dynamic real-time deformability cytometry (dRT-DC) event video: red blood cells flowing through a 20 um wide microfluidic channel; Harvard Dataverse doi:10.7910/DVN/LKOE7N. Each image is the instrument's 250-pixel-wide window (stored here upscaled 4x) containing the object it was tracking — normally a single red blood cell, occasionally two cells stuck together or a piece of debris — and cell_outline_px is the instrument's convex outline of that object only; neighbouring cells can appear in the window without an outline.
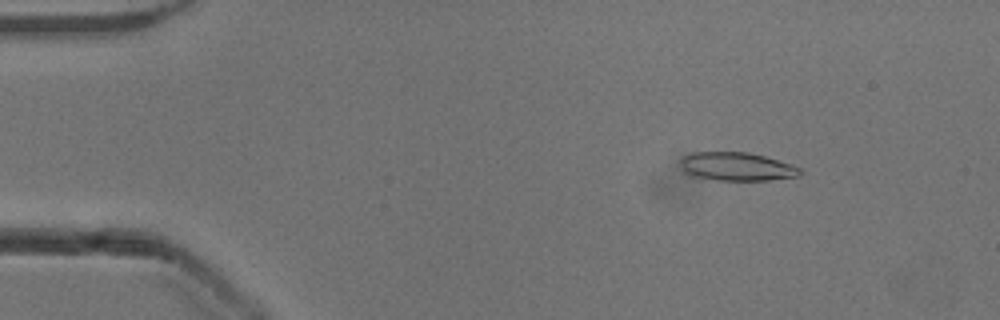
{"species": "common noctule bat (a hibernating species)", "species_latin": "Nyctalus noctula", "temperature_condition": "cold", "stored_images_in_passage": 51, "camera_frame_rate_fps": 3000, "um_per_image_px": 0.085, "animal": {"sex": "male", "body_mass_g": 13.3}, "frame": {"image": 1, "passage_image": 6, "time_ms": 1.667, "image_size_px": [1000, 320], "cell_outline_px": [[804, 172], [800, 176], [768, 180], [716, 180], [692, 176], [684, 172], [680, 164], [680, 160], [684, 156], [692, 152], [748, 152], [764, 156], [792, 164], [800, 168]], "centroid_in_image_um": [62.63, 14.16], "position_along_channel_um": 22.4, "area_um2": 19.94}}
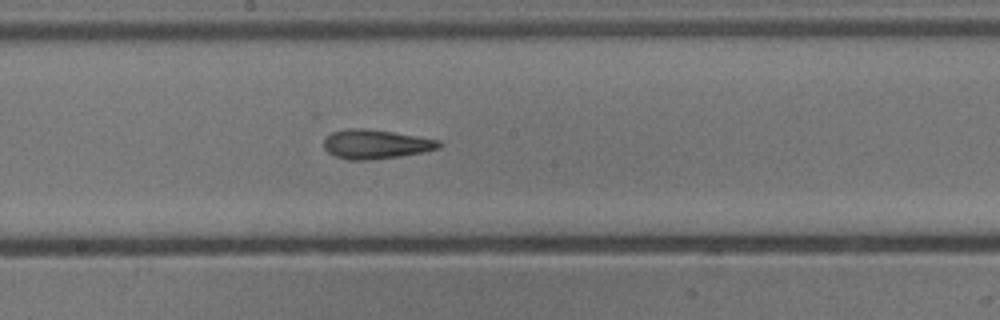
{"frame": {"image": 2, "passage_image": 27, "time_ms": 8.667, "image_size_px": [1000, 320], "cell_outline_px": [[440, 148], [400, 156], [368, 160], [348, 160], [336, 156], [328, 152], [324, 148], [324, 140], [332, 132], [348, 128], [364, 128], [392, 132], [440, 140]], "centroid_in_image_um": [31.91, 12.25], "position_along_channel_um": 216.3, "area_um2": 19.36}}
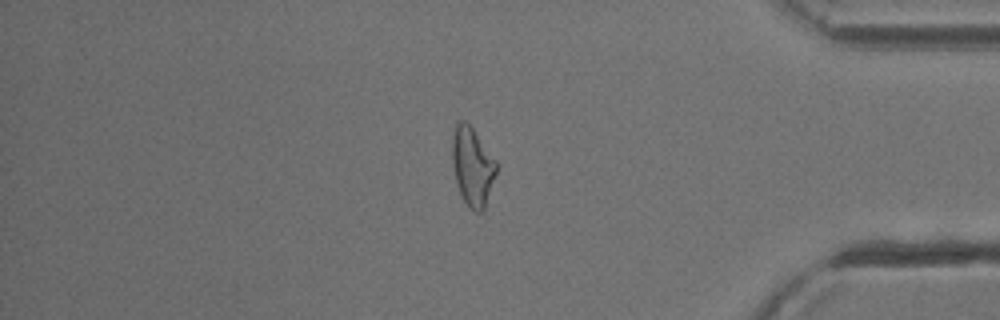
{"frame": {"image": 3, "passage_image": 43, "time_ms": 14.0, "image_size_px": [1000, 320], "cell_outline_px": [[496, 172], [484, 212], [476, 212], [464, 200], [460, 192], [456, 180], [452, 160], [452, 136], [456, 124], [460, 120], [464, 120], [472, 128], [496, 160]], "centroid_in_image_um": [40.16, 14.14], "position_along_channel_um": 395.0, "area_um2": 19.83}, "authors_computed_cell_mechanics": {"area_um2": 19.5942, "velocity_mm_per_s": 3.921, "shape_relaxation_time_tau1_ms": 10.2284, "shape_relaxation_time_tau2_ms": 3.1723, "deformation_change_tau1": 0.288, "deformation_change_tau2": 0.1584}}